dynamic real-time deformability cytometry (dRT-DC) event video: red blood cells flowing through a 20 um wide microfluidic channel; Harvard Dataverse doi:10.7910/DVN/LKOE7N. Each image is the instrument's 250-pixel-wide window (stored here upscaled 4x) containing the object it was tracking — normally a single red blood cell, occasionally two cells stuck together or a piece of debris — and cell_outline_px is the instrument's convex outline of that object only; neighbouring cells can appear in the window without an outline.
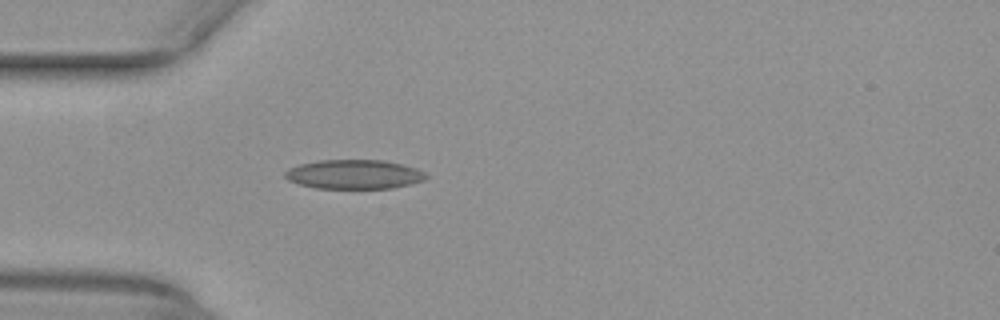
{"species": "common noctule bat (a hibernating species)", "species_latin": "Nyctalus noctula", "temperature_condition": "warm", "stored_images_in_passage": 34, "camera_frame_rate_fps": 3000, "um_per_image_px": 0.085, "animal": {"sex": "female", "body_mass_g": 29.2, "forearm_length_mm": 56.3}, "frame": {"image": 1, "passage_image": 1, "time_ms": 0.0, "image_size_px": [1000, 320], "cell_outline_px": [[428, 176], [424, 180], [392, 188], [316, 188], [300, 184], [288, 180], [284, 176], [284, 172], [288, 168], [300, 164], [316, 160], [384, 160], [416, 168], [424, 172]], "centroid_in_image_um": [30.06, 14.81], "position_along_channel_um": 54.9, "area_um2": 23.93}}
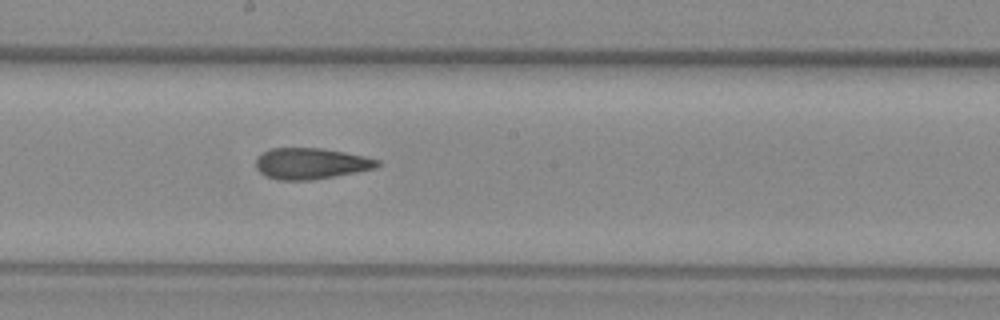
{"frame": {"image": 2, "passage_image": 14, "time_ms": 4.333, "image_size_px": [1000, 320], "cell_outline_px": [[380, 164], [376, 168], [356, 172], [312, 180], [276, 180], [264, 176], [256, 168], [256, 160], [264, 152], [272, 148], [320, 148], [344, 152], [364, 156], [380, 160]], "centroid_in_image_um": [26.42, 13.91], "position_along_channel_um": 221.8, "area_um2": 21.96}}
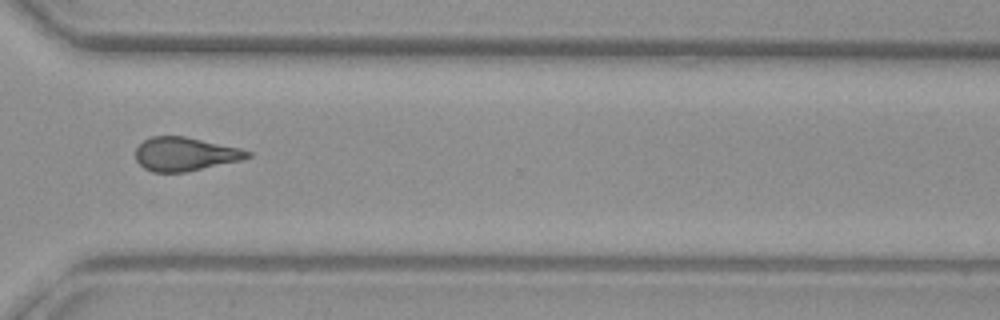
{"frame": {"image": 3, "passage_image": 24, "time_ms": 7.667, "image_size_px": [1000, 320], "cell_outline_px": [[252, 156], [244, 160], [184, 172], [152, 172], [144, 168], [136, 160], [136, 148], [144, 140], [152, 136], [184, 136], [240, 148], [252, 152]], "centroid_in_image_um": [15.75, 13.1], "position_along_channel_um": 354.8, "area_um2": 21.96}, "authors_computed_cell_mechanics": {"area_um2": 22.1663, "velocity_mm_per_s": 3.9966, "shape_relaxation_time_tau1_ms": null, "shape_relaxation_time_tau2_ms": 3.493, "deformation_change_tau1": null, "deformation_change_tau2": 0.1375}}